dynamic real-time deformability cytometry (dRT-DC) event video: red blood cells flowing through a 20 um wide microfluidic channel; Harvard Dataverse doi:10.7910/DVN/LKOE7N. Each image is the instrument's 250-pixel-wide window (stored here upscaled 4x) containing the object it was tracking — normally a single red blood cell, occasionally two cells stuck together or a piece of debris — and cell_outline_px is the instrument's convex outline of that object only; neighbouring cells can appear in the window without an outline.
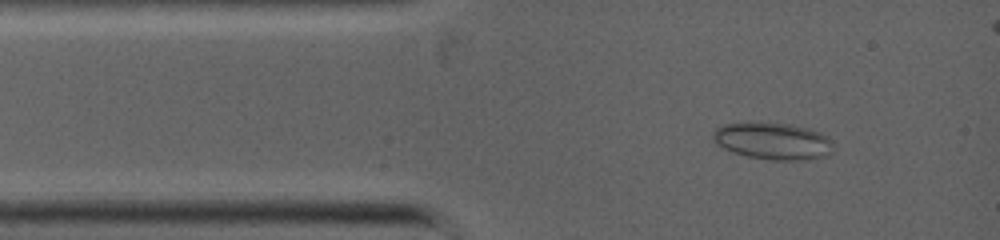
{"species": "common noctule bat (a hibernating species)", "species_latin": "Nyctalus noctula", "temperature_condition": "warm", "stored_images_in_passage": 2, "camera_frame_rate_fps": 5000, "um_per_image_px": 0.085, "animal": {"sex": "female", "body_mass_g": 19.0, "forearm_length_mm": 53.3}, "frame": {"image": 1, "passage_image": 2, "time_ms": 0.6, "image_size_px": [1000, 240], "cell_outline_px": [[832, 152], [828, 156], [808, 160], [772, 160], [748, 156], [732, 152], [716, 144], [712, 140], [712, 132], [716, 128], [724, 124], [788, 124], [808, 128], [820, 132], [828, 136], [832, 140]], "centroid_in_image_um": [65.73, 12.02], "position_along_channel_um": 19.3, "area_um2": 25.72}}